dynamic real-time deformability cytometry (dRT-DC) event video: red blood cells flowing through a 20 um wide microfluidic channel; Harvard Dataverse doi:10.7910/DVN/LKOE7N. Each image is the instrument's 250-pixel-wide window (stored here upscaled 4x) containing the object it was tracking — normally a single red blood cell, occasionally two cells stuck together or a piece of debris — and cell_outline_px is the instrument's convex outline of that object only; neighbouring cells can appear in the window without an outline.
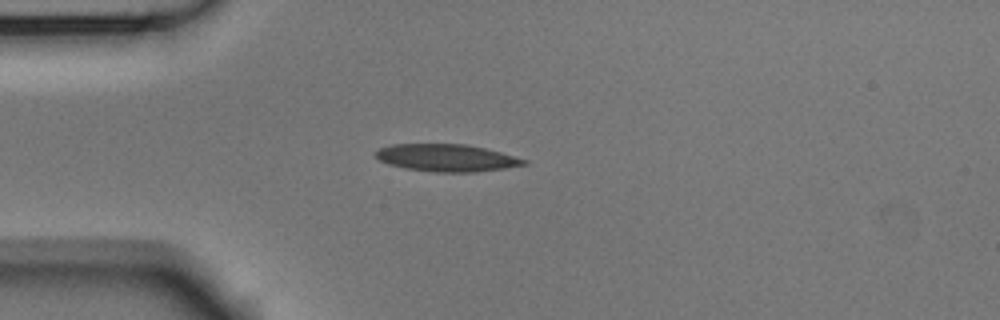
{"species": "Egyptian fruit bat (a non-hibernating species)", "species_latin": "Rousettus aegyptiacus", "temperature_condition": "room temperature", "stored_images_in_passage": 3, "camera_frame_rate_fps": 3000, "um_per_image_px": 0.085, "animal": {"sex": "male"}, "frame": {"image": 1, "passage_image": 3, "time_ms": 0.667, "image_size_px": [1000, 320], "cell_outline_px": [[528, 164], [504, 168], [476, 172], [436, 172], [404, 168], [388, 164], [380, 160], [376, 156], [376, 152], [380, 148], [392, 144], [468, 144], [500, 152], [528, 160]], "centroid_in_image_um": [37.97, 13.41], "position_along_channel_um": 47.0, "area_um2": 23.47}}